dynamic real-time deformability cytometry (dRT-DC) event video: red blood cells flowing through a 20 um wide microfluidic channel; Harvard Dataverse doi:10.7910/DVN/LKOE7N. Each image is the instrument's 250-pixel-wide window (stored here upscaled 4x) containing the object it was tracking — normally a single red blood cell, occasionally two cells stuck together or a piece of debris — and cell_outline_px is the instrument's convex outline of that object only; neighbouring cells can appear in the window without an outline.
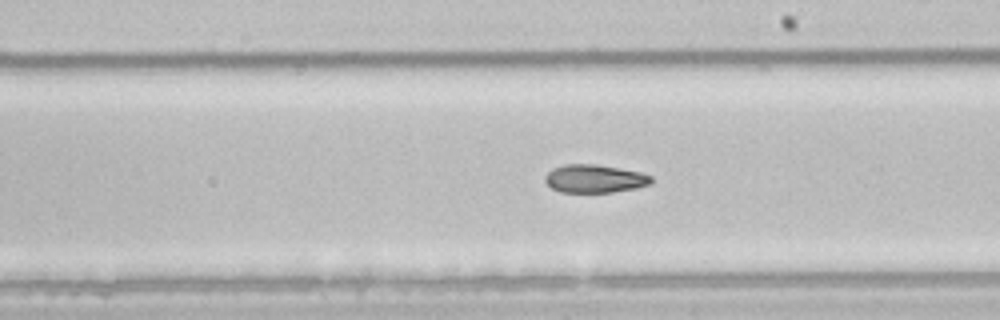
{"species": "common noctule bat (a hibernating species)", "species_latin": "Nyctalus noctula", "temperature_condition": "room temperature", "stored_images_in_passage": 22, "camera_frame_rate_fps": 3000, "um_per_image_px": 0.085, "animal": {"sex": "male", "body_mass_g": 21.5, "forearm_length_mm": 52.0}, "frame": {"image": 1, "passage_image": 10, "time_ms": 3.0, "image_size_px": [1000, 320], "cell_outline_px": [[652, 184], [636, 188], [612, 192], [560, 192], [552, 188], [544, 180], [544, 176], [552, 168], [564, 164], [596, 164], [640, 172], [652, 176]], "centroid_in_image_um": [50.54, 15.18], "position_along_channel_um": 238.5, "area_um2": 17.46}}
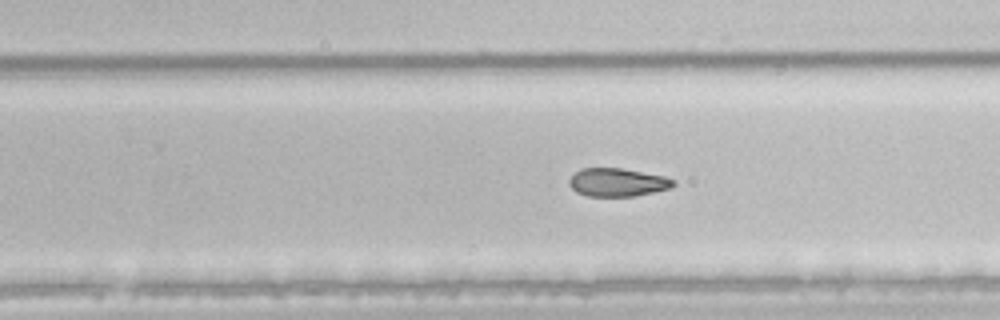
{"frame": {"image": 2, "passage_image": 13, "time_ms": 4.0, "image_size_px": [1000, 320], "cell_outline_px": [[676, 184], [672, 188], [632, 196], [588, 196], [576, 192], [568, 184], [568, 180], [580, 168], [620, 168], [664, 176], [672, 180]], "centroid_in_image_um": [52.45, 15.5], "position_along_channel_um": 277.3, "area_um2": 16.99}}